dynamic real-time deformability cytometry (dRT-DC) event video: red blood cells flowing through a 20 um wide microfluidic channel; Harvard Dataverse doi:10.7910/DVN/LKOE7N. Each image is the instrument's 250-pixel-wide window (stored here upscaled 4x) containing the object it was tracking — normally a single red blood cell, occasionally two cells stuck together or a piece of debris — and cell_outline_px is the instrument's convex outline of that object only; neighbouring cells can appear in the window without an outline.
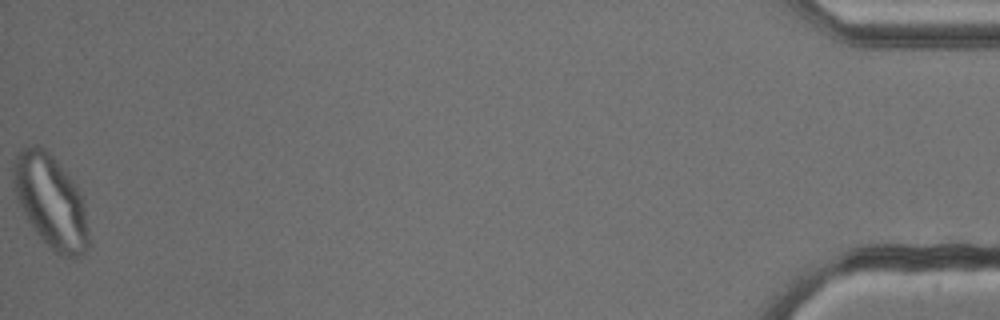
{"species": "common noctule bat (a hibernating species)", "species_latin": "Nyctalus noctula", "temperature_condition": "cold", "stored_images_in_passage": 55, "camera_frame_rate_fps": 3000, "um_per_image_px": 0.085, "animal": {"sex": "male", "body_mass_g": 13.3}, "frame": {"image": 1, "passage_image": 55, "time_ms": 18.0, "image_size_px": [1000, 320], "cell_outline_px": [[88, 244], [84, 252], [72, 260], [60, 256], [36, 232], [28, 220], [16, 200], [12, 180], [12, 164], [20, 148], [32, 144], [36, 144], [44, 148], [56, 160], [76, 184], [84, 200], [88, 228]], "centroid_in_image_um": [4.29, 17.09], "position_along_channel_um": 430.9, "area_um2": 41.04}}